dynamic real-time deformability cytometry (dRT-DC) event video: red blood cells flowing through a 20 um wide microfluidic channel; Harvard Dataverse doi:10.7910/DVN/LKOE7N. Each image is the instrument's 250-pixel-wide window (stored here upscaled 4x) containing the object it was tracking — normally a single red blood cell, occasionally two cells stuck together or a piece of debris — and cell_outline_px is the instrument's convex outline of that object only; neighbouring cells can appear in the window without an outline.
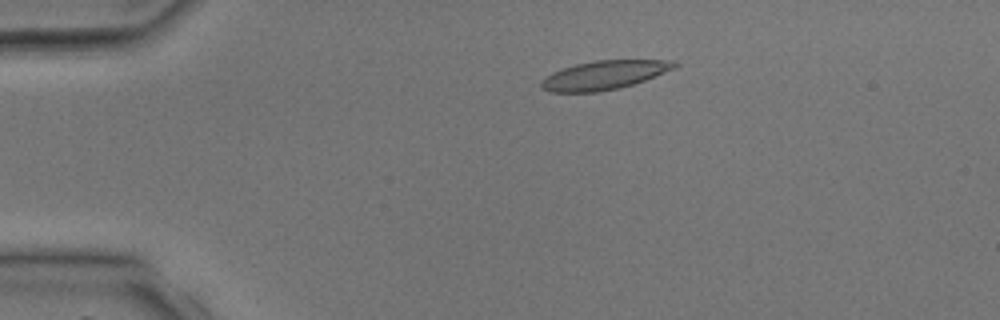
{"species": "common noctule bat (a hibernating species)", "species_latin": "Nyctalus noctula", "temperature_condition": "room temperature", "stored_images_in_passage": 4, "camera_frame_rate_fps": 3000, "um_per_image_px": 0.085, "animal": {"sex": "male", "body_mass_g": 17.9, "forearm_length_mm": 54.2}, "frame": {"image": 1, "passage_image": 3, "time_ms": 2.333, "image_size_px": [1000, 320], "cell_outline_px": [[680, 64], [676, 68], [644, 80], [620, 88], [600, 92], [552, 92], [540, 88], [540, 80], [552, 72], [576, 64], [596, 60], [676, 60]], "centroid_in_image_um": [51.36, 6.38], "position_along_channel_um": 33.6, "area_um2": 22.48}}